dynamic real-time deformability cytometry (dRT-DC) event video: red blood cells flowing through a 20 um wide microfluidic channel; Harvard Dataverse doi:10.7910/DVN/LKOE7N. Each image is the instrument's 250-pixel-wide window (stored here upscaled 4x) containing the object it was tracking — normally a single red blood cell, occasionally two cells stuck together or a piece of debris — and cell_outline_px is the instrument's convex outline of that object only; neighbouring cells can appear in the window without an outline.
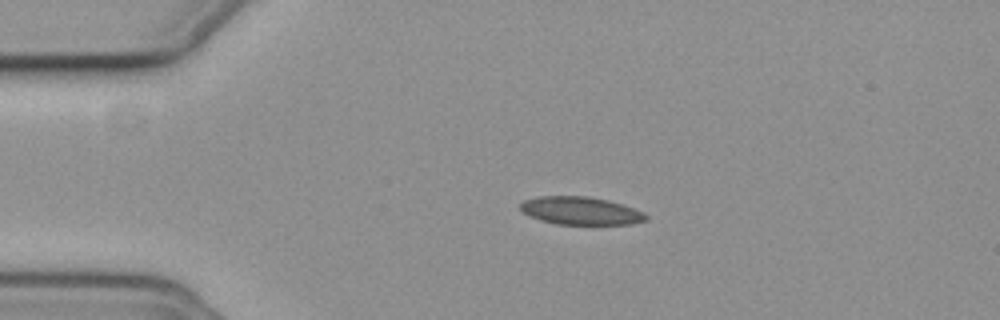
{"species": "common noctule bat (a hibernating species)", "species_latin": "Nyctalus noctula", "temperature_condition": "cold", "stored_images_in_passage": 45, "camera_frame_rate_fps": 3000, "um_per_image_px": 0.085, "animal": {"sex": "female", "body_mass_g": 19.3, "forearm_length_mm": 54.1}, "frame": {"image": 1, "passage_image": 1, "time_ms": 0.0, "image_size_px": [1000, 320], "cell_outline_px": [[648, 220], [632, 224], [556, 224], [540, 220], [528, 216], [520, 208], [520, 204], [524, 200], [540, 196], [588, 196], [608, 200], [644, 212], [648, 216]], "centroid_in_image_um": [49.35, 17.92], "position_along_channel_um": 35.6, "area_um2": 20.4}}
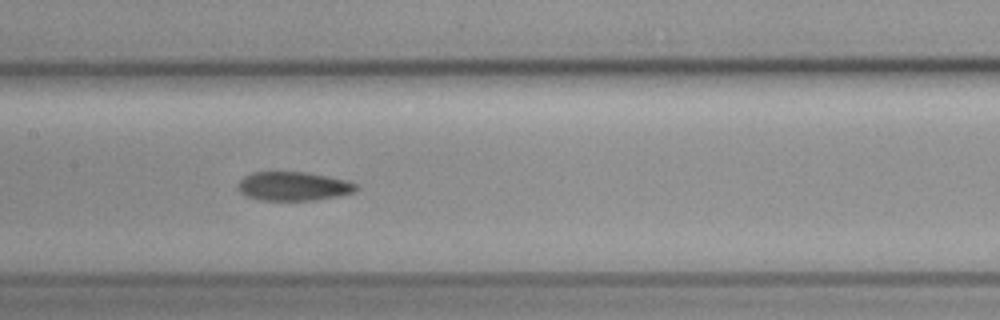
{"frame": {"image": 2, "passage_image": 16, "time_ms": 5.0, "image_size_px": [1000, 320], "cell_outline_px": [[360, 188], [352, 192], [340, 196], [316, 200], [264, 200], [244, 196], [236, 188], [236, 184], [244, 176], [252, 172], [304, 172], [348, 180], [356, 184]], "centroid_in_image_um": [24.92, 15.83], "position_along_channel_um": 182.5, "area_um2": 20.06}}
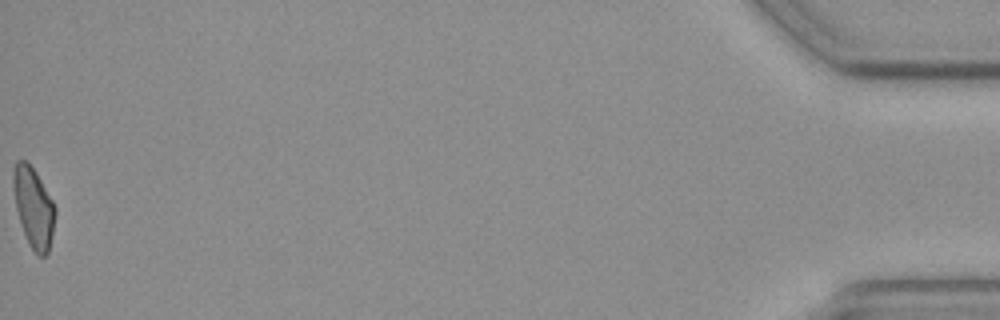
{"frame": {"image": 3, "passage_image": 45, "time_ms": 14.667, "image_size_px": [1000, 320], "cell_outline_px": [[56, 212], [52, 236], [48, 252], [44, 256], [40, 256], [28, 244], [16, 208], [12, 184], [12, 172], [16, 160], [24, 160], [36, 172], [52, 200], [56, 208]], "centroid_in_image_um": [2.85, 17.61], "position_along_channel_um": 432.4, "area_um2": 19.36}, "authors_computed_cell_mechanics": {"area_um2": 20.23, "velocity_mm_per_s": 3.7209, "shape_relaxation_time_tau1_ms": null, "shape_relaxation_time_tau2_ms": 8.0969, "deformation_change_tau1": null, "deformation_change_tau2": 0.1172}}